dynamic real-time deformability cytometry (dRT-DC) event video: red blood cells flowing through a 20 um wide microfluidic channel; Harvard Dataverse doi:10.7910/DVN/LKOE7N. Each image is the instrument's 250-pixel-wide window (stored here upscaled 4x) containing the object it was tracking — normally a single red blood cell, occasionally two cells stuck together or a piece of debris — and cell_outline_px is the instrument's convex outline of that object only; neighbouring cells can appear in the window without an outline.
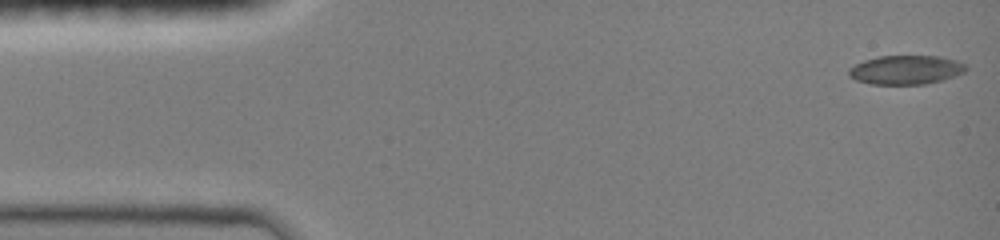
{"species": "common noctule bat (a hibernating species)", "species_latin": "Nyctalus noctula", "temperature_condition": "room temperature", "stored_images_in_passage": 47, "camera_frame_rate_fps": 3000, "um_per_image_px": 0.085, "animal": {"sex": "female", "body_mass_g": 19.0, "forearm_length_mm": 51.5}, "frame": {"image": 1, "passage_image": 1, "time_ms": 0.0, "image_size_px": [1000, 240], "cell_outline_px": [[968, 68], [964, 72], [956, 76], [944, 80], [924, 84], [872, 84], [856, 80], [848, 76], [848, 68], [864, 60], [880, 56], [936, 56], [956, 60], [964, 64]], "centroid_in_image_um": [77.0, 5.94], "position_along_channel_um": 8.0, "area_um2": 19.83}}
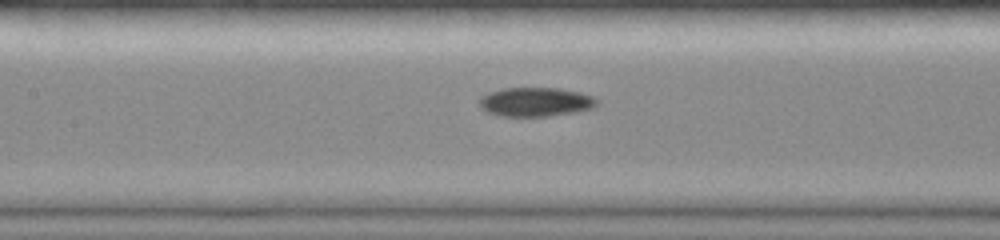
{"frame": {"image": 2, "passage_image": 21, "time_ms": 6.667, "image_size_px": [1000, 240], "cell_outline_px": [[600, 100], [592, 108], [576, 112], [548, 116], [500, 116], [488, 112], [480, 104], [480, 96], [488, 92], [500, 88], [560, 88], [580, 92], [592, 96]], "centroid_in_image_um": [45.54, 8.65], "position_along_channel_um": 161.9, "area_um2": 19.94}}
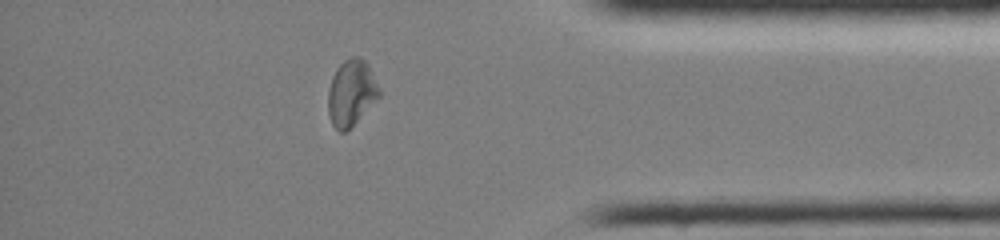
{"frame": {"image": 3, "passage_image": 40, "time_ms": 13.0, "image_size_px": [1000, 240], "cell_outline_px": [[380, 96], [344, 132], [340, 132], [332, 124], [328, 112], [328, 88], [332, 76], [336, 68], [344, 60], [352, 56], [360, 56], [368, 64], [380, 88]], "centroid_in_image_um": [29.85, 7.84], "position_along_channel_um": 405.4, "area_um2": 19.48}}